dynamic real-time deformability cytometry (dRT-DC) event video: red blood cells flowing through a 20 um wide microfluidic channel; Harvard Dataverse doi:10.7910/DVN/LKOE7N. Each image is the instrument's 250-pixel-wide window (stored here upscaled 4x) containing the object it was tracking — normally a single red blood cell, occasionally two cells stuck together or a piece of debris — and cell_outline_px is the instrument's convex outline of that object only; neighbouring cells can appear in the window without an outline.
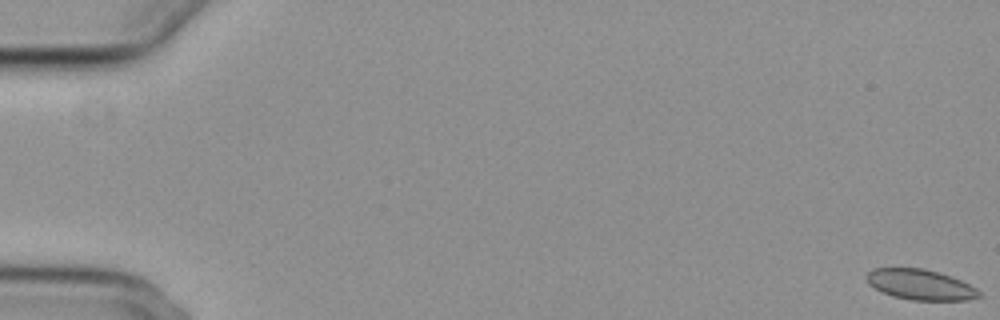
{"species": "common noctule bat (a hibernating species)", "species_latin": "Nyctalus noctula", "temperature_condition": "cold", "stored_images_in_passage": 58, "segment_of_instrument_passage": [1, 2], "camera_frame_rate_fps": 3000, "um_per_image_px": 0.085, "animal": {"sex": "female", "body_mass_g": 29.2, "forearm_length_mm": 56.3}, "frame": {"image": 1, "passage_image": 1, "time_ms": 0.0, "image_size_px": [1000, 320], "cell_outline_px": [[980, 296], [968, 300], [912, 300], [892, 296], [880, 292], [868, 284], [864, 276], [872, 268], [924, 268], [940, 272], [960, 280], [976, 288], [980, 292]], "centroid_in_image_um": [78.17, 24.18], "position_along_channel_um": 6.8, "area_um2": 20.11}}
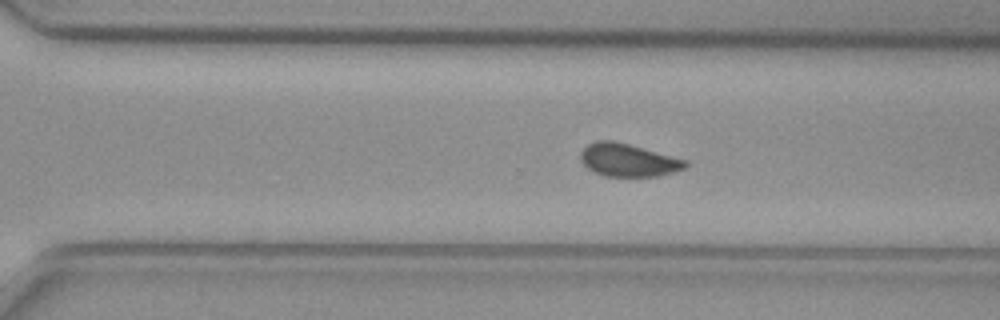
{"frame": {"image": 2, "passage_image": 40, "time_ms": 13.0, "image_size_px": [1000, 320], "cell_outline_px": [[688, 164], [684, 168], [660, 176], [604, 176], [592, 172], [580, 160], [580, 152], [588, 144], [596, 140], [612, 140], [628, 144], [688, 160]], "centroid_in_image_um": [53.37, 13.61], "position_along_channel_um": 317.2, "area_um2": 20.06}}
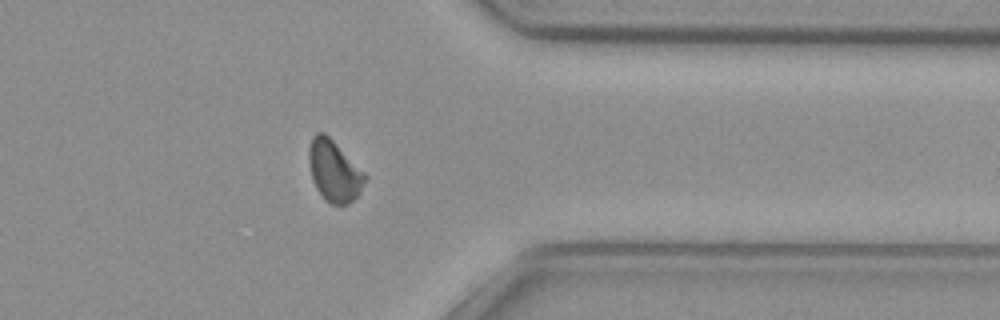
{"frame": {"image": 3, "passage_image": 46, "time_ms": 15.0, "image_size_px": [1000, 320], "cell_outline_px": [[368, 176], [360, 192], [348, 204], [332, 204], [324, 200], [316, 188], [312, 180], [308, 164], [308, 148], [312, 136], [316, 132], [324, 132]], "centroid_in_image_um": [28.37, 14.53], "position_along_channel_um": 383.0, "area_um2": 20.0}}